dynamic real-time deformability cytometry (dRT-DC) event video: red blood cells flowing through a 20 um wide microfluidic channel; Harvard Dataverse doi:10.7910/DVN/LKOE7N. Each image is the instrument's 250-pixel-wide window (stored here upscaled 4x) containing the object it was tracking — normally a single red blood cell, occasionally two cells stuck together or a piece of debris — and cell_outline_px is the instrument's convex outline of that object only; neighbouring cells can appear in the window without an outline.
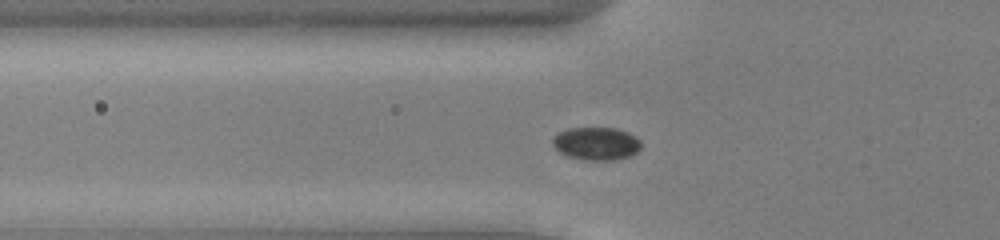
{"species": "common noctule bat (a hibernating species)", "species_latin": "Nyctalus noctula", "temperature_condition": "cold", "stored_images_in_passage": 49, "camera_frame_rate_fps": 3000, "um_per_image_px": 0.085, "animal": {"sex": "male", "body_mass_g": 13.0, "forearm_length_mm": 53.1}, "frame": {"image": 1, "passage_image": 15, "time_ms": 4.667, "image_size_px": [1000, 240], "cell_outline_px": [[640, 148], [636, 152], [628, 156], [612, 160], [588, 160], [568, 156], [560, 152], [552, 144], [552, 140], [560, 132], [568, 128], [616, 128], [628, 132], [636, 136], [640, 140]], "centroid_in_image_um": [50.7, 12.19], "position_along_channel_um": 75.1, "area_um2": 16.76}}
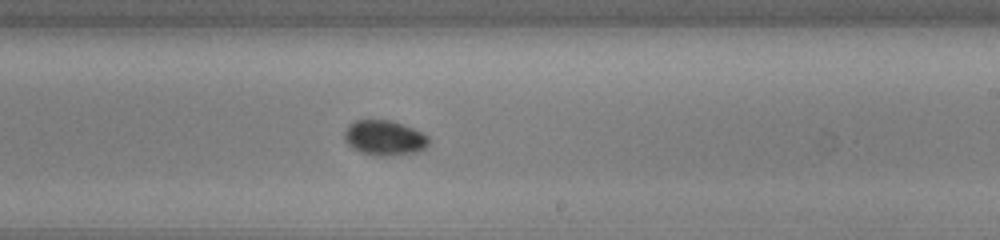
{"frame": {"image": 2, "passage_image": 29, "time_ms": 9.333, "image_size_px": [1000, 240], "cell_outline_px": [[428, 144], [420, 152], [388, 156], [372, 156], [360, 152], [352, 148], [344, 140], [344, 132], [348, 124], [356, 120], [388, 120], [412, 128], [428, 136]], "centroid_in_image_um": [32.64, 11.74], "position_along_channel_um": 256.4, "area_um2": 17.28}}
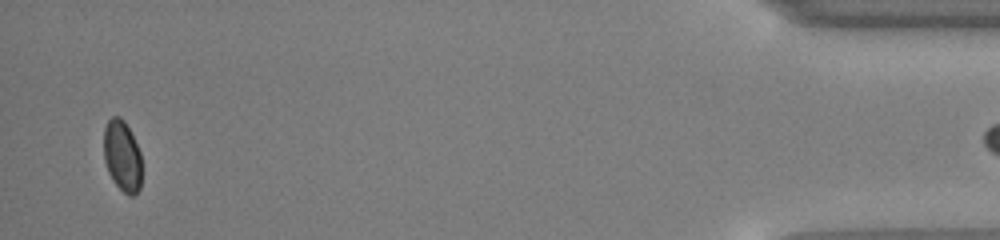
{"frame": {"image": 3, "passage_image": 48, "time_ms": 15.667, "image_size_px": [1000, 240], "cell_outline_px": [[140, 188], [132, 196], [128, 196], [112, 180], [108, 172], [104, 160], [104, 128], [108, 120], [112, 116], [120, 116], [124, 120], [140, 152]], "centroid_in_image_um": [10.36, 13.25], "position_along_channel_um": 424.8, "area_um2": 15.55}}